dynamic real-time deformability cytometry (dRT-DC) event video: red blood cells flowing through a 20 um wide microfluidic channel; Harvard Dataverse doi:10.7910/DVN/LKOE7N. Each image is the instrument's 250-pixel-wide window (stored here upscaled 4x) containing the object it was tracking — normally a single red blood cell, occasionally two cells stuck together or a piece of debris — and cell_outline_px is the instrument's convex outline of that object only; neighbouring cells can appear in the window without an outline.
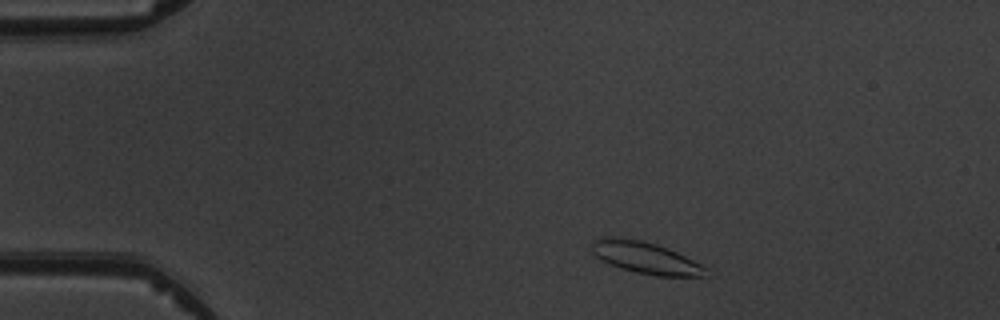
{"species": "common noctule bat (a hibernating species)", "species_latin": "Nyctalus noctula", "temperature_condition": "warm", "stored_images_in_passage": 5, "camera_frame_rate_fps": 3000, "um_per_image_px": 0.085, "animal": {"sex": "male", "body_mass_g": 19.5, "forearm_length_mm": 54.6}, "frame": {"image": 1, "passage_image": 2, "time_ms": 1.333, "image_size_px": [1000, 320], "cell_outline_px": [[708, 268], [704, 276], [656, 276], [636, 272], [620, 268], [600, 260], [592, 252], [592, 240], [604, 236], [616, 236], [640, 240], [656, 244], [676, 252]], "centroid_in_image_um": [54.8, 21.89], "position_along_channel_um": 30.2, "area_um2": 21.04}}
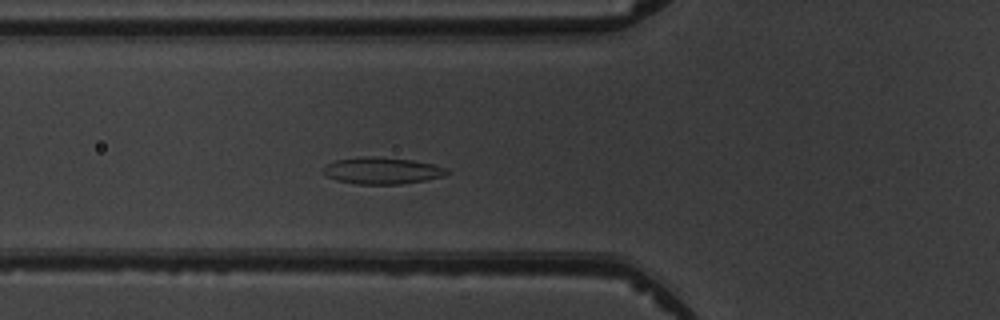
{"frame": {"image": 2, "passage_image": 5, "time_ms": 4.667, "image_size_px": [1000, 320], "cell_outline_px": [[448, 172], [444, 176], [424, 180], [400, 184], [356, 184], [336, 180], [328, 176], [320, 168], [336, 160], [360, 156], [376, 156], [412, 160], [432, 164], [448, 168]], "centroid_in_image_um": [32.45, 14.5], "position_along_channel_um": 93.3, "area_um2": 19.25}}